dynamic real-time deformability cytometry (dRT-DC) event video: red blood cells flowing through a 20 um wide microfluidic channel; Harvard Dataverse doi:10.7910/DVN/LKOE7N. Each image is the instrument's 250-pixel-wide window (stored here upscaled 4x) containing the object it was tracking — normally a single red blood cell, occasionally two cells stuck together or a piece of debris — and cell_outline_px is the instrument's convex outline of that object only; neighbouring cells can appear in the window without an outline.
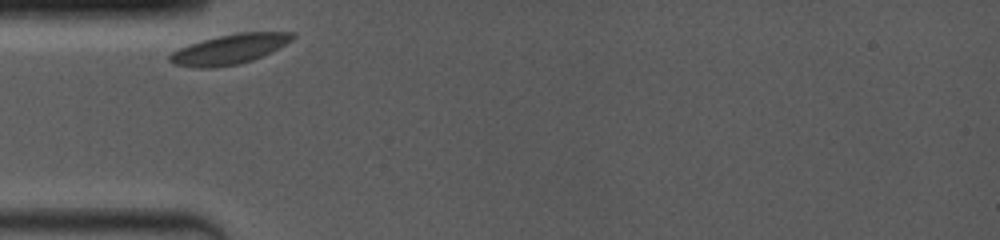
{"species": "common noctule bat (a hibernating species)", "species_latin": "Nyctalus noctula", "temperature_condition": "room temperature", "stored_images_in_passage": 20, "camera_frame_rate_fps": 4000, "um_per_image_px": 0.085, "animal": {"sex": "female", "body_mass_g": 19.0, "forearm_length_mm": 53.3}, "frame": {"image": 1, "passage_image": 1, "time_ms": 0.0, "image_size_px": [1000, 240], "cell_outline_px": [[296, 36], [292, 40], [252, 60], [240, 64], [212, 68], [196, 68], [172, 64], [168, 60], [168, 56], [172, 52], [188, 44], [220, 36], [240, 32], [296, 32]], "centroid_in_image_um": [19.46, 4.19], "position_along_channel_um": 65.5, "area_um2": 21.15}}
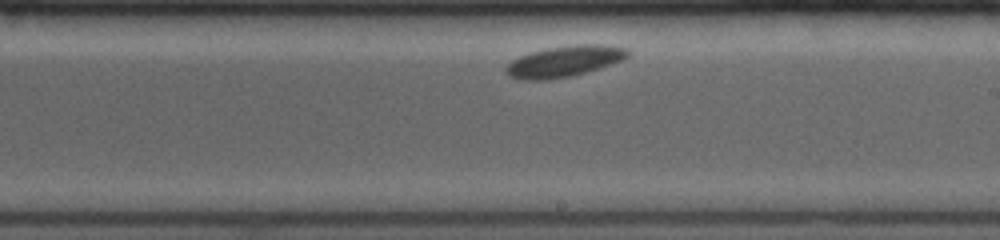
{"frame": {"image": 2, "passage_image": 12, "time_ms": 5.0, "image_size_px": [1000, 240], "cell_outline_px": [[632, 52], [624, 60], [588, 72], [572, 76], [548, 80], [520, 80], [508, 76], [504, 72], [504, 68], [512, 60], [520, 56], [532, 52], [548, 48], [576, 44], [600, 44], [628, 48]], "centroid_in_image_um": [47.99, 5.22], "position_along_channel_um": 241.0, "area_um2": 22.37}}
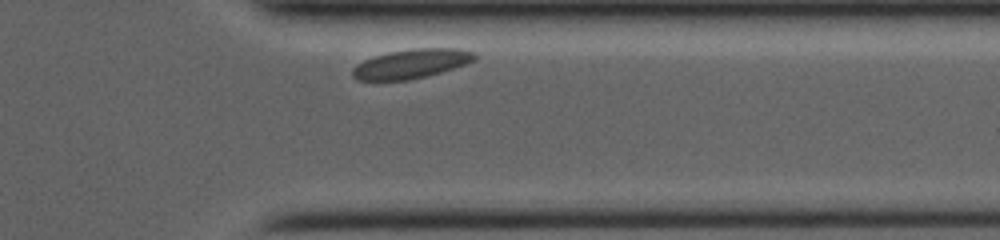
{"frame": {"image": 3, "passage_image": 20, "time_ms": 8.75, "image_size_px": [1000, 240], "cell_outline_px": [[476, 60], [440, 72], [408, 80], [356, 80], [352, 76], [352, 68], [356, 64], [364, 60], [388, 52], [412, 48], [456, 48], [472, 52], [476, 56]], "centroid_in_image_um": [34.92, 5.41], "position_along_channel_um": 376.5, "area_um2": 20.58}}